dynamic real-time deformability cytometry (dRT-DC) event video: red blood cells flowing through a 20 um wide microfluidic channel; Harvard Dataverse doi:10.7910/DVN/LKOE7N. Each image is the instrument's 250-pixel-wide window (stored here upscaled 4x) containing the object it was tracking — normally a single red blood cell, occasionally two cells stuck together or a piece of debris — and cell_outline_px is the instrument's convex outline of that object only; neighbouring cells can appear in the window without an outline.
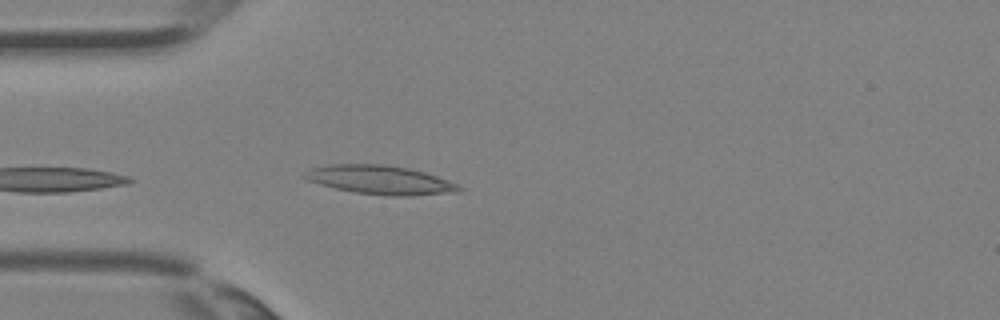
{"species": "Egyptian fruit bat (a non-hibernating species)", "species_latin": "Rousettus aegyptiacus", "temperature_condition": "room temperature", "stored_images_in_passage": 3, "camera_frame_rate_fps": 3000, "um_per_image_px": 0.085, "animal": {"sex": "female"}, "frame": {"image": 1, "passage_image": 3, "time_ms": 0.667, "image_size_px": [1000, 320], "cell_outline_px": [[464, 188], [456, 192], [408, 196], [388, 196], [356, 192], [336, 188], [320, 184], [308, 180], [300, 176], [312, 168], [328, 164], [384, 164], [408, 168], [424, 172], [436, 176], [456, 184]], "centroid_in_image_um": [32.29, 15.29], "position_along_channel_um": 52.7, "area_um2": 25.72}}